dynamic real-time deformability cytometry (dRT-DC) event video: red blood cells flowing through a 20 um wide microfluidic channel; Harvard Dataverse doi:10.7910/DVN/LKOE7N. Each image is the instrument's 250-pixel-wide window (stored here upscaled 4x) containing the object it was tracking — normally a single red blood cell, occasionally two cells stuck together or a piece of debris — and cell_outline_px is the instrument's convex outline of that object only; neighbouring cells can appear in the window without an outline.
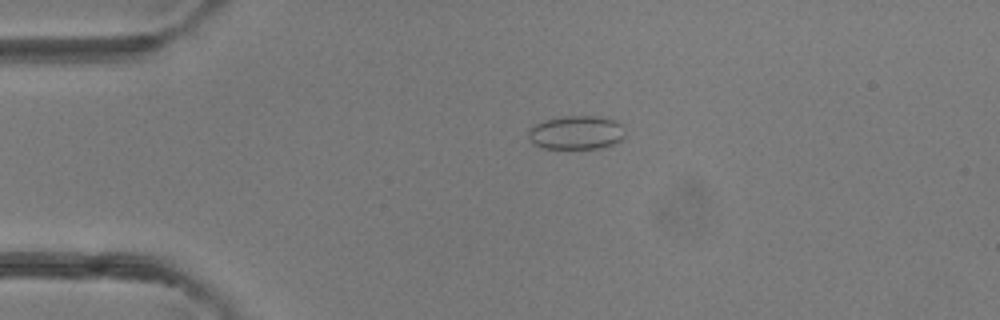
{"species": "common noctule bat (a hibernating species)", "species_latin": "Nyctalus noctula", "temperature_condition": "room temperature", "stored_images_in_passage": 5, "camera_frame_rate_fps": 3000, "um_per_image_px": 0.085, "animal": {"sex": "female"}, "frame": {"image": 1, "passage_image": 3, "time_ms": 2.333, "image_size_px": [1000, 320], "cell_outline_px": [[624, 136], [620, 140], [604, 148], [544, 148], [532, 144], [528, 136], [528, 128], [544, 120], [560, 116], [596, 116], [616, 120], [620, 124]], "centroid_in_image_um": [48.94, 11.26], "position_along_channel_um": 36.1, "area_um2": 19.02}}